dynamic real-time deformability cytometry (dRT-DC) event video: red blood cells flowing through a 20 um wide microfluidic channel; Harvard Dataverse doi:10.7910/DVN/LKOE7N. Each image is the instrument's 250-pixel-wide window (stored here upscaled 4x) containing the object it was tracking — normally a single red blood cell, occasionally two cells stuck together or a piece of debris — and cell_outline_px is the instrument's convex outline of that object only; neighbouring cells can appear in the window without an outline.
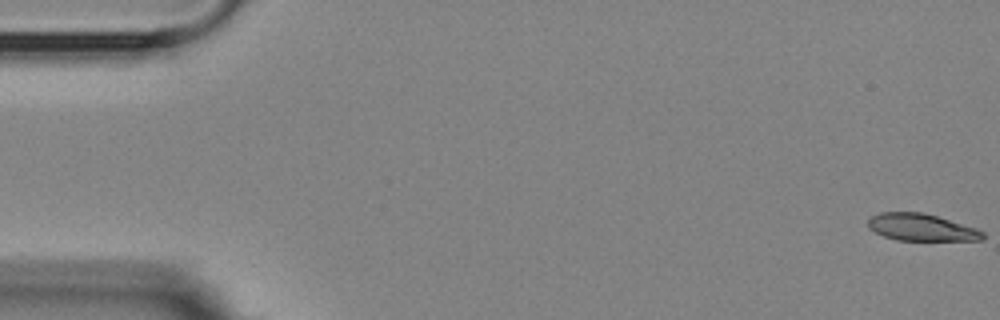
{"species": "Egyptian fruit bat (a non-hibernating species)", "species_latin": "Rousettus aegyptiacus", "temperature_condition": "room temperature", "stored_images_in_passage": 5, "camera_frame_rate_fps": 3000, "um_per_image_px": 0.085, "animal": {"sex": "female"}, "frame": {"image": 1, "passage_image": 1, "time_ms": 0.0, "image_size_px": [1000, 320], "cell_outline_px": [[984, 240], [896, 240], [884, 236], [868, 228], [868, 220], [872, 216], [880, 212], [920, 212], [936, 216], [976, 228], [984, 232]], "centroid_in_image_um": [78.3, 19.33], "position_along_channel_um": 6.7, "area_um2": 17.92}}
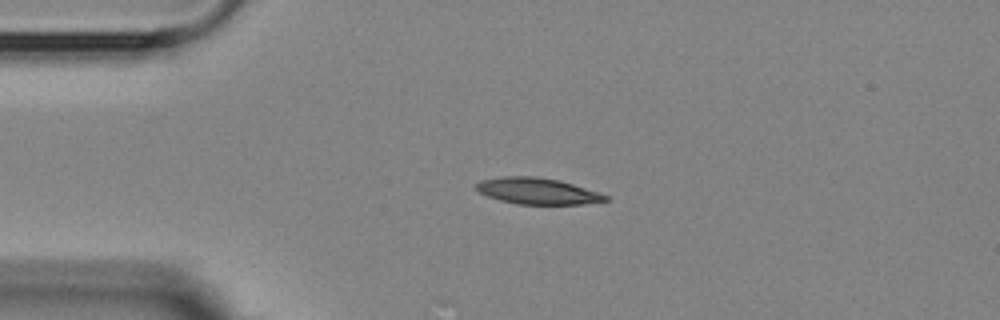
{"frame": {"image": 2, "passage_image": 4, "time_ms": 4.0, "image_size_px": [1000, 320], "cell_outline_px": [[608, 200], [580, 204], [516, 204], [500, 200], [488, 196], [480, 192], [476, 188], [476, 184], [480, 180], [504, 176], [536, 176], [560, 180], [608, 196]], "centroid_in_image_um": [45.63, 16.23], "position_along_channel_um": 39.4, "area_um2": 19.54}}